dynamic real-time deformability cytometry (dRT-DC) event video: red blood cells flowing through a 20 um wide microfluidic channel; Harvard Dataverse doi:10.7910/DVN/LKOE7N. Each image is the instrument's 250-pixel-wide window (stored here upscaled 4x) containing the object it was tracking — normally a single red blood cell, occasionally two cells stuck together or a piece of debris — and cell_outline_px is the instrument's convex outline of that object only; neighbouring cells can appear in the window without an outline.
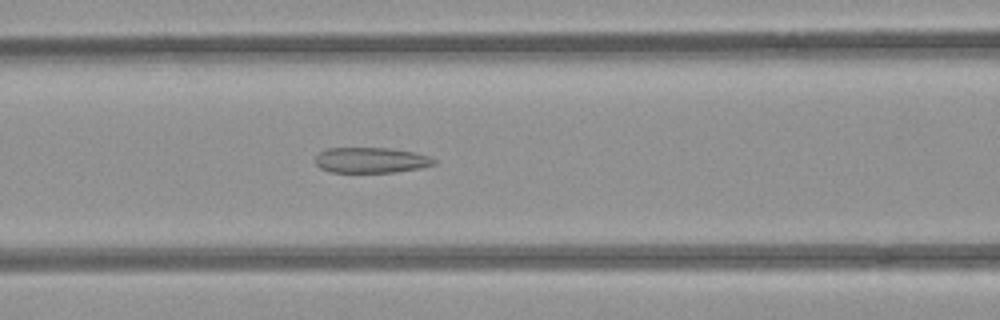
{"species": "common noctule bat (a hibernating species)", "species_latin": "Nyctalus noctula", "temperature_condition": "room temperature", "stored_images_in_passage": 52, "camera_frame_rate_fps": 3000, "um_per_image_px": 0.085, "animal": {"sex": "female", "body_mass_g": 21.9}, "frame": {"image": 1, "passage_image": 21, "time_ms": 6.667, "image_size_px": [1000, 320], "cell_outline_px": [[436, 164], [420, 168], [392, 172], [328, 172], [320, 168], [316, 164], [316, 156], [320, 152], [328, 148], [388, 148], [412, 152], [432, 156], [436, 160]], "centroid_in_image_um": [31.55, 13.61], "position_along_channel_um": 135.1, "area_um2": 17.63}}
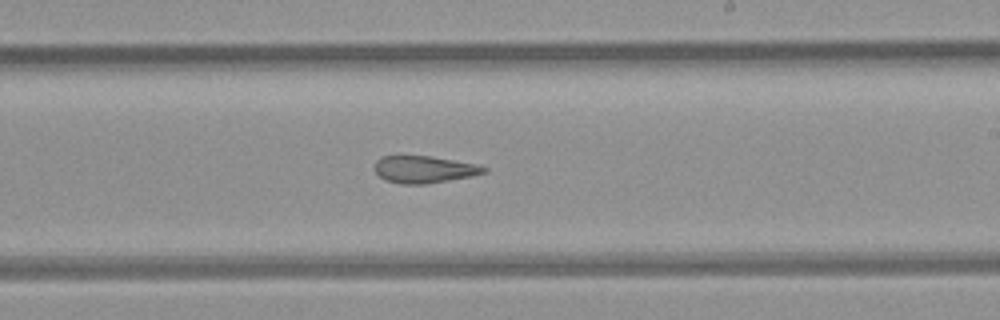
{"frame": {"image": 2, "passage_image": 30, "time_ms": 9.667, "image_size_px": [1000, 320], "cell_outline_px": [[488, 172], [472, 176], [428, 184], [404, 184], [384, 180], [372, 168], [376, 160], [380, 156], [428, 156], [476, 164], [488, 168]], "centroid_in_image_um": [36.03, 14.4], "position_along_channel_um": 253.0, "area_um2": 17.34}}
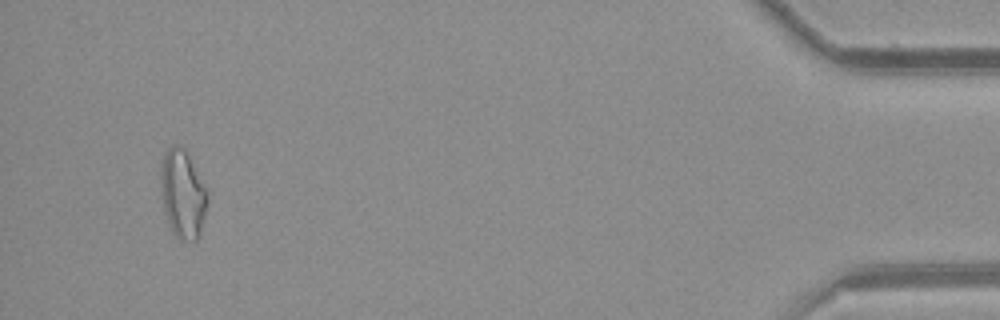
{"frame": {"image": 3, "passage_image": 49, "time_ms": 16.0, "image_size_px": [1000, 320], "cell_outline_px": [[208, 200], [200, 236], [196, 240], [180, 240], [172, 232], [164, 208], [160, 180], [160, 164], [164, 152], [172, 144], [184, 148], [204, 188]], "centroid_in_image_um": [15.5, 16.51], "position_along_channel_um": 419.7, "area_um2": 23.52}, "authors_computed_cell_mechanics": {"area_um2": 20.1144, "velocity_mm_per_s": 3.9342, "shape_relaxation_time_tau1_ms": null, "shape_relaxation_time_tau2_ms": 3.509, "deformation_change_tau1": null, "deformation_change_tau2": 0.1152}}